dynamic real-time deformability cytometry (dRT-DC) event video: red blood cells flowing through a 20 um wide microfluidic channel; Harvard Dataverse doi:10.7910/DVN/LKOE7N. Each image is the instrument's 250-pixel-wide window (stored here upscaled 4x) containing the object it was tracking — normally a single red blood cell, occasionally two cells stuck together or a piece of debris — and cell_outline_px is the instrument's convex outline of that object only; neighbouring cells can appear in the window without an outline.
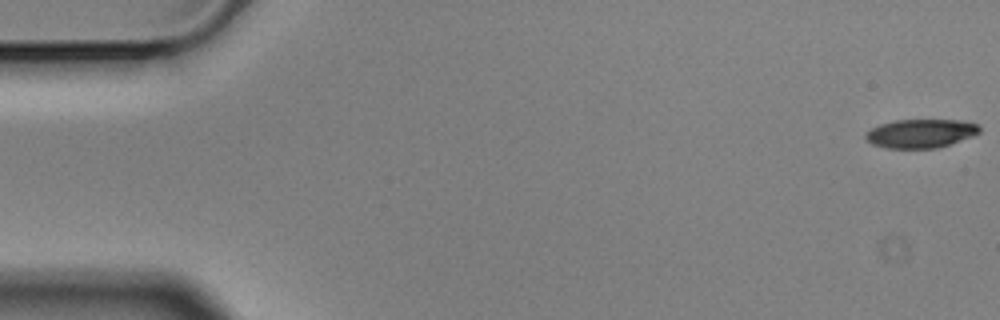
{"species": "Egyptian fruit bat (a non-hibernating species)", "species_latin": "Rousettus aegyptiacus", "temperature_condition": "cold", "stored_images_in_passage": 7, "camera_frame_rate_fps": 3000, "um_per_image_px": 0.085, "animal": {"sex": "male"}, "frame": {"image": 1, "passage_image": 1, "time_ms": 0.0, "image_size_px": [1000, 320], "cell_outline_px": [[980, 132], [972, 136], [936, 148], [884, 148], [872, 144], [864, 136], [872, 128], [880, 124], [896, 120], [956, 120], [976, 124], [980, 128]], "centroid_in_image_um": [78.23, 11.34], "position_along_channel_um": 6.8, "area_um2": 18.73}}
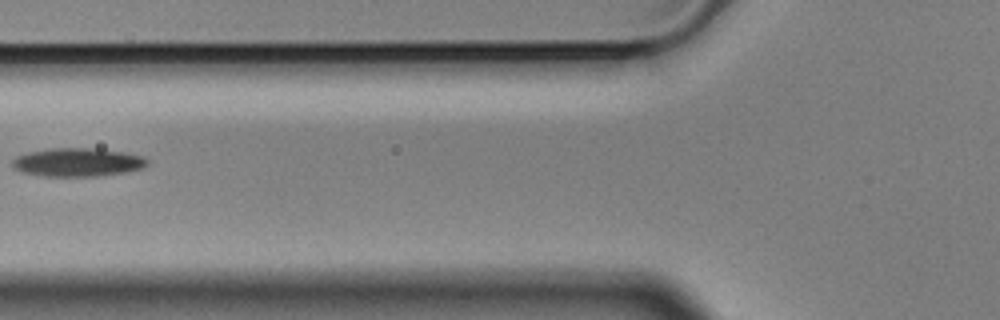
{"frame": {"image": 2, "passage_image": 6, "time_ms": 1.667, "image_size_px": [1000, 320], "cell_outline_px": [[148, 164], [140, 168], [124, 172], [100, 176], [40, 176], [20, 172], [12, 164], [12, 160], [16, 156], [28, 152], [48, 148], [96, 148], [120, 152], [140, 156], [148, 160]], "centroid_in_image_um": [6.53, 13.79], "position_along_channel_um": 119.3, "area_um2": 22.25}}
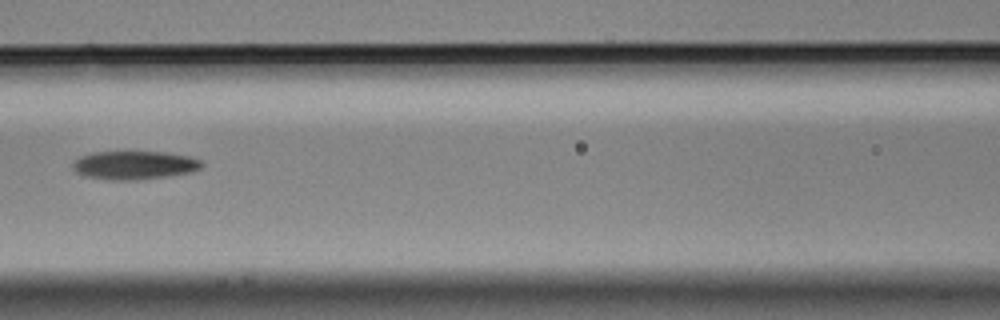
{"frame": {"image": 3, "passage_image": 7, "time_ms": 2.0, "image_size_px": [1000, 320], "cell_outline_px": [[204, 164], [200, 168], [192, 172], [172, 176], [136, 180], [108, 180], [84, 176], [76, 172], [72, 168], [72, 164], [80, 156], [92, 152], [168, 152], [188, 156], [200, 160]], "centroid_in_image_um": [11.42, 14.05], "position_along_channel_um": 155.2, "area_um2": 21.62}}